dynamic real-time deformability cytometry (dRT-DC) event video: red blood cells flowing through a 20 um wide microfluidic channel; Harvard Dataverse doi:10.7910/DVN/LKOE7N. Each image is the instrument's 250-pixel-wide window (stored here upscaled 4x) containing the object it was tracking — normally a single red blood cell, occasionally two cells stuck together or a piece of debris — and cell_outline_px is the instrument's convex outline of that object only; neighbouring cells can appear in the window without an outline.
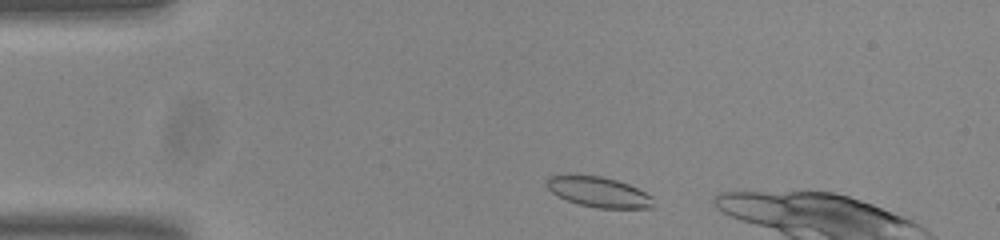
{"species": "common noctule bat (a hibernating species)", "species_latin": "Nyctalus noctula", "temperature_condition": "room temperature", "stored_images_in_passage": 8, "camera_frame_rate_fps": 3000, "um_per_image_px": 0.085, "animal": {"sex": "male", "body_mass_g": 20.0, "forearm_length_mm": 53.3}, "frame": {"image": 1, "passage_image": 3, "time_ms": 0.667, "image_size_px": [1000, 240], "cell_outline_px": [[652, 208], [596, 208], [580, 204], [568, 200], [552, 192], [548, 188], [548, 176], [564, 172], [568, 172], [600, 176], [616, 180], [628, 184], [652, 196]], "centroid_in_image_um": [50.83, 16.27], "position_along_channel_um": 34.2, "area_um2": 19.02}}